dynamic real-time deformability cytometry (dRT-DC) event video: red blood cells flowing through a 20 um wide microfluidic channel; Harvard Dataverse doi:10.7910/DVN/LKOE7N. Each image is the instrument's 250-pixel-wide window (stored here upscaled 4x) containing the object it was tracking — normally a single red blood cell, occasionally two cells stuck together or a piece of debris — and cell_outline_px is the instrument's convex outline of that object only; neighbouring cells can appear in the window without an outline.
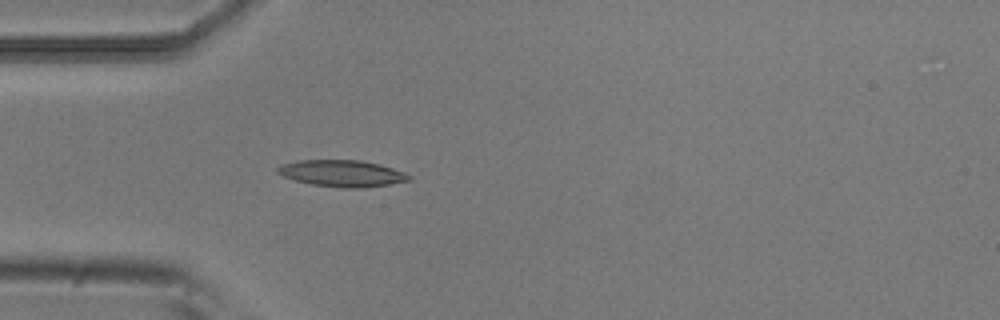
{"species": "common noctule bat (a hibernating species)", "species_latin": "Nyctalus noctula", "temperature_condition": "room temperature", "stored_images_in_passage": 5, "camera_frame_rate_fps": 3000, "um_per_image_px": 0.085, "animal": {"sex": "male", "body_mass_g": 20.5, "forearm_length_mm": 52.5}, "frame": {"image": 1, "passage_image": 5, "time_ms": 1.333, "image_size_px": [1000, 320], "cell_outline_px": [[412, 180], [364, 188], [340, 188], [312, 184], [296, 180], [284, 176], [276, 172], [276, 168], [280, 164], [296, 160], [360, 160], [380, 164], [404, 172], [412, 176]], "centroid_in_image_um": [29.07, 14.73], "position_along_channel_um": 55.9, "area_um2": 20.46}}